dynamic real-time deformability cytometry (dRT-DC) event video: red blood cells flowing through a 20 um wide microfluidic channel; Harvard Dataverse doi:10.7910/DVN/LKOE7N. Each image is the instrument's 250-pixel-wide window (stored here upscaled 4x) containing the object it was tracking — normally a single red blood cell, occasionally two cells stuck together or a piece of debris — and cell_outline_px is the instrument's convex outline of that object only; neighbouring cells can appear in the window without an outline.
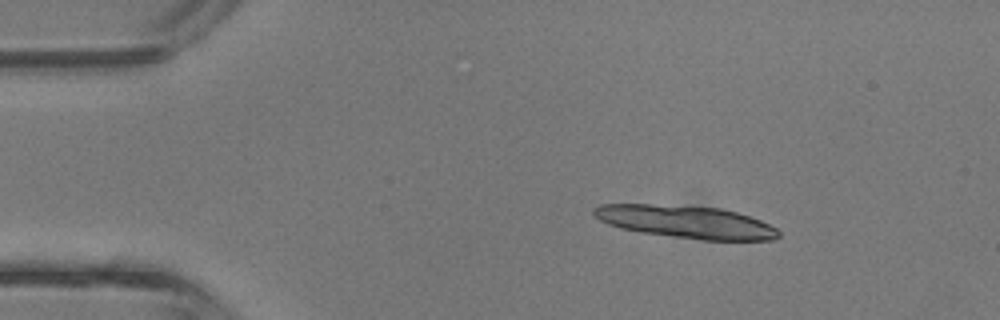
{"species": "common noctule bat (a hibernating species)", "species_latin": "Nyctalus noctula", "temperature_condition": "room temperature", "stored_images_in_passage": 3, "camera_frame_rate_fps": 3000, "um_per_image_px": 0.085, "animal": {"sex": "male", "body_mass_g": 13.3}, "frame": {"image": 1, "passage_image": 2, "time_ms": 0.333, "image_size_px": [1000, 320], "cell_outline_px": [[780, 236], [772, 240], [704, 240], [640, 232], [620, 228], [608, 224], [600, 220], [592, 212], [592, 208], [600, 204], [648, 204], [720, 208], [736, 212], [760, 220], [776, 228], [780, 232]], "centroid_in_image_um": [58.3, 18.86], "position_along_channel_um": 26.7, "area_um2": 34.85}}